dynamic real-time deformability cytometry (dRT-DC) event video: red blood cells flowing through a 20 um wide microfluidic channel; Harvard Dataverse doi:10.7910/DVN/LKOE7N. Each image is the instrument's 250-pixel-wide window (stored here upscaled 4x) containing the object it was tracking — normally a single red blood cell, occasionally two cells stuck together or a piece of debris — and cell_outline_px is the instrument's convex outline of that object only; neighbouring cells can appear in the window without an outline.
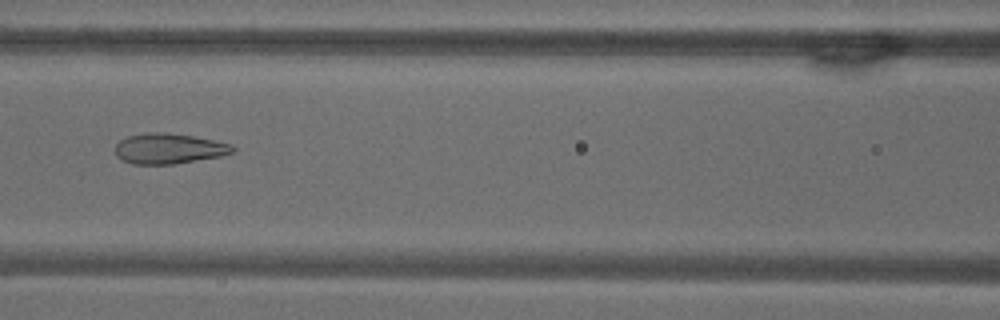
{"species": "common noctule bat (a hibernating species)", "species_latin": "Nyctalus noctula", "temperature_condition": "warm", "stored_images_in_passage": 8, "camera_frame_rate_fps": 3000, "um_per_image_px": 0.085, "animal": {"sex": "male", "body_mass_g": 18.8}, "frame": {"image": 1, "passage_image": 6, "time_ms": 1.667, "image_size_px": [1000, 320], "cell_outline_px": [[236, 148], [232, 152], [220, 156], [172, 164], [132, 164], [116, 156], [116, 144], [120, 140], [128, 136], [144, 132], [164, 132], [192, 136], [232, 144]], "centroid_in_image_um": [14.33, 12.62], "position_along_channel_um": 152.3, "area_um2": 20.63}}
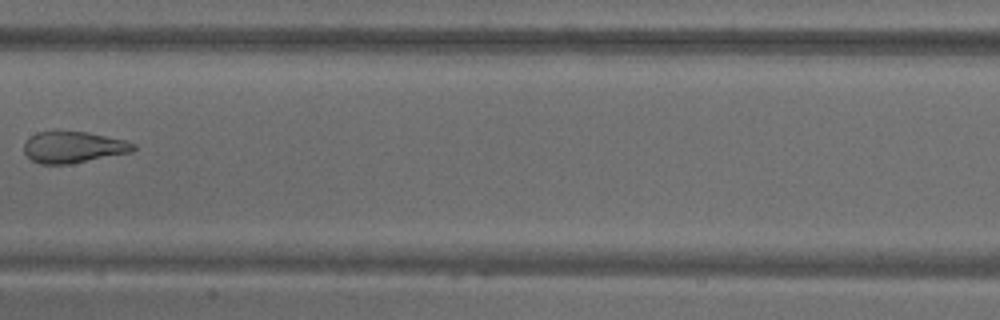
{"frame": {"image": 2, "passage_image": 7, "time_ms": 2.0, "image_size_px": [1000, 320], "cell_outline_px": [[136, 148], [132, 152], [68, 164], [40, 164], [32, 160], [24, 152], [24, 144], [36, 132], [56, 128], [88, 132], [124, 140], [136, 144]], "centroid_in_image_um": [6.21, 12.47], "position_along_channel_um": 201.2, "area_um2": 20.46}}
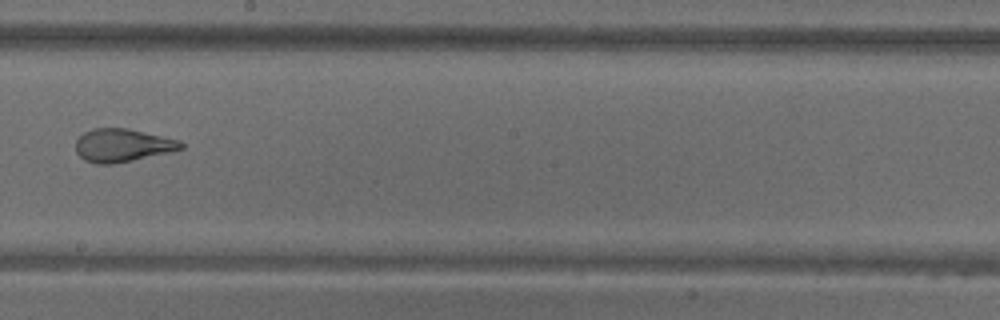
{"frame": {"image": 3, "passage_image": 8, "time_ms": 2.333, "image_size_px": [1000, 320], "cell_outline_px": [[184, 148], [172, 152], [112, 164], [96, 164], [84, 160], [76, 152], [76, 140], [84, 132], [92, 128], [128, 128], [180, 140], [184, 144]], "centroid_in_image_um": [10.42, 12.35], "position_along_channel_um": 237.8, "area_um2": 20.4}}